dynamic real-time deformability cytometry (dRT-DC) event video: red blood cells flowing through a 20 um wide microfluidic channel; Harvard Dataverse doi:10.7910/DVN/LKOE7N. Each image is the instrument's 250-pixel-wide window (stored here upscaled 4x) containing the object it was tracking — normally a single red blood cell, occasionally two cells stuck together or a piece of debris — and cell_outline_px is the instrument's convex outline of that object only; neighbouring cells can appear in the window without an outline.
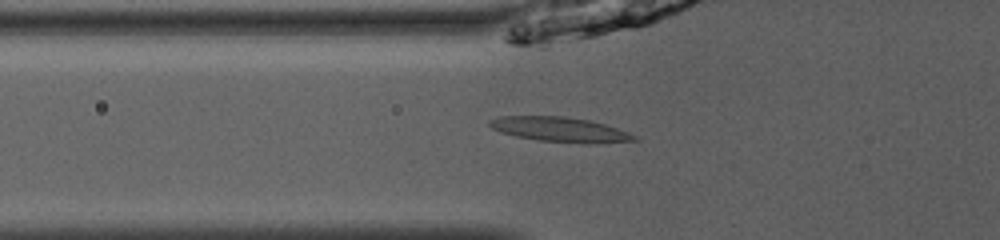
{"species": "common noctule bat (a hibernating species)", "species_latin": "Nyctalus noctula", "temperature_condition": "room temperature", "stored_images_in_passage": 51, "camera_frame_rate_fps": 3000, "um_per_image_px": 0.085, "animal": {"sex": "male", "body_mass_g": 13.0, "forearm_length_mm": 53.1}, "frame": {"image": 1, "passage_image": 20, "time_ms": 6.333, "image_size_px": [1000, 240], "cell_outline_px": [[640, 140], [588, 144], [540, 140], [516, 136], [500, 132], [492, 128], [488, 124], [488, 120], [500, 116], [564, 116], [592, 120], [628, 132], [636, 136]], "centroid_in_image_um": [47.6, 11.0], "position_along_channel_um": 78.2, "area_um2": 20.92}}
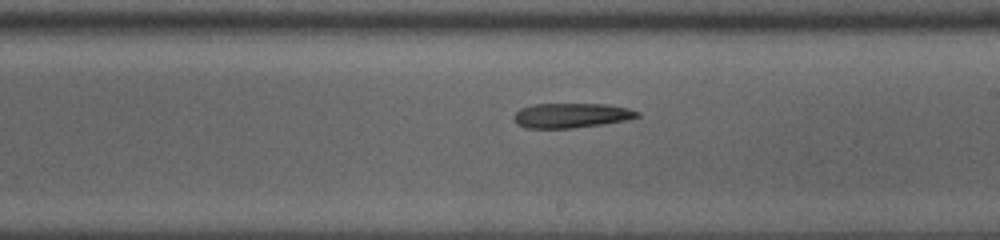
{"frame": {"image": 2, "passage_image": 32, "time_ms": 10.333, "image_size_px": [1000, 240], "cell_outline_px": [[640, 116], [624, 120], [600, 124], [572, 128], [524, 128], [516, 124], [516, 112], [520, 108], [532, 104], [604, 104], [628, 108], [640, 112]], "centroid_in_image_um": [48.54, 9.81], "position_along_channel_um": 240.5, "area_um2": 17.57}}
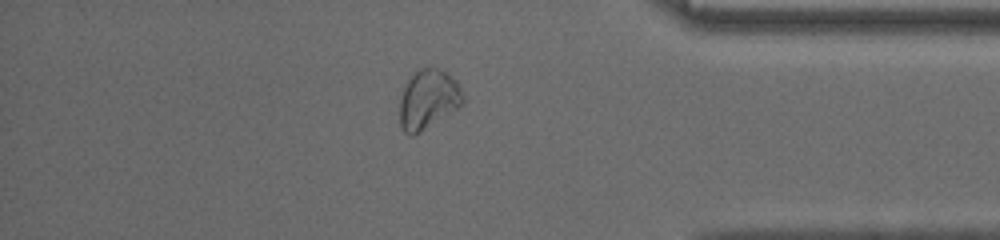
{"frame": {"image": 3, "passage_image": 45, "time_ms": 14.667, "image_size_px": [1000, 240], "cell_outline_px": [[464, 104], [420, 132], [412, 136], [404, 132], [400, 124], [400, 100], [404, 84], [412, 72], [416, 68], [440, 68], [452, 76], [460, 84], [464, 96]], "centroid_in_image_um": [36.4, 8.41], "position_along_channel_um": 398.8, "area_um2": 22.25}}